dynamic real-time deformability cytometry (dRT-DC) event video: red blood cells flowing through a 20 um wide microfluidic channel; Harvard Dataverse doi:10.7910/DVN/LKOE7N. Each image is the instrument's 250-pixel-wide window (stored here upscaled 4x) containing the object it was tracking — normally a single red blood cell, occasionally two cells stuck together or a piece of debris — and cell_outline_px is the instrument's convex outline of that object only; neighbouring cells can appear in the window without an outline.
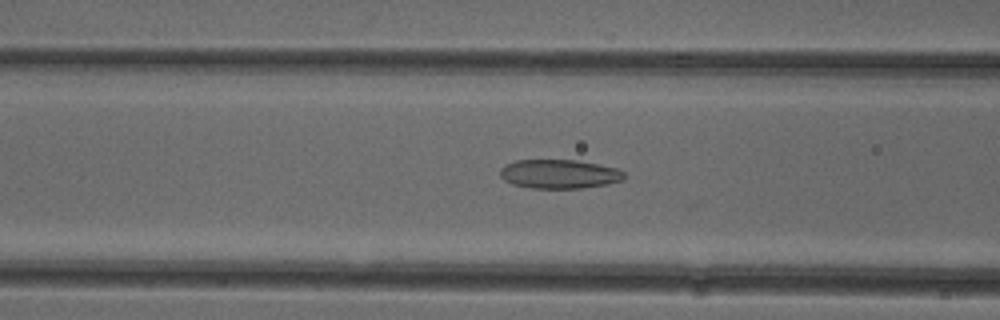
{"species": "common noctule bat (a hibernating species)", "species_latin": "Nyctalus noctula", "temperature_condition": "cold", "stored_images_in_passage": 34, "camera_frame_rate_fps": 3000, "um_per_image_px": 0.085, "animal": {"sex": "female"}, "frame": {"image": 1, "passage_image": 9, "time_ms": 2.667, "image_size_px": [1000, 320], "cell_outline_px": [[628, 176], [624, 180], [608, 184], [580, 188], [532, 188], [512, 184], [504, 180], [500, 176], [500, 168], [504, 164], [516, 160], [576, 160], [616, 168], [624, 172]], "centroid_in_image_um": [47.54, 14.79], "position_along_channel_um": 119.1, "area_um2": 21.1}}
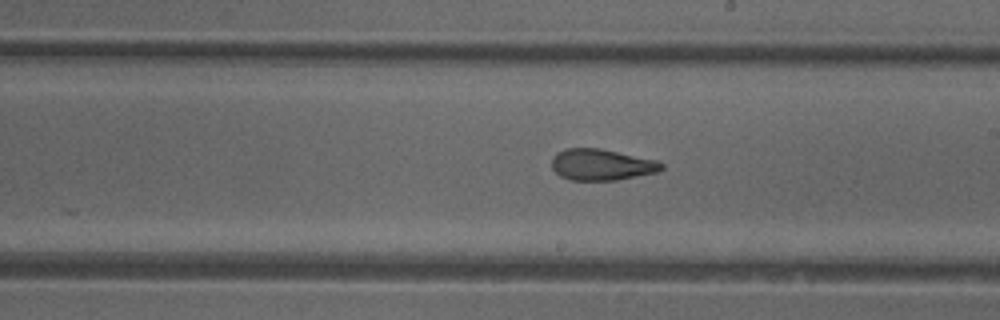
{"frame": {"image": 2, "passage_image": 18, "time_ms": 5.667, "image_size_px": [1000, 320], "cell_outline_px": [[664, 168], [656, 172], [616, 180], [572, 180], [560, 176], [552, 168], [552, 156], [556, 152], [564, 148], [600, 148], [656, 160], [664, 164]], "centroid_in_image_um": [51.1, 13.99], "position_along_channel_um": 237.9, "area_um2": 20.0}}
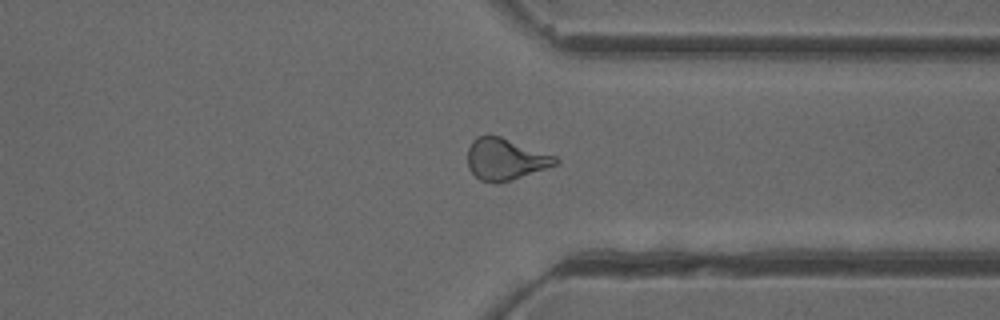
{"frame": {"image": 3, "passage_image": 28, "time_ms": 9.0, "image_size_px": [1000, 320], "cell_outline_px": [[560, 160], [556, 164], [496, 184], [480, 180], [468, 168], [468, 148], [472, 140], [476, 136], [488, 132], [500, 136], [556, 156]], "centroid_in_image_um": [42.89, 13.48], "position_along_channel_um": 368.5, "area_um2": 21.21}}